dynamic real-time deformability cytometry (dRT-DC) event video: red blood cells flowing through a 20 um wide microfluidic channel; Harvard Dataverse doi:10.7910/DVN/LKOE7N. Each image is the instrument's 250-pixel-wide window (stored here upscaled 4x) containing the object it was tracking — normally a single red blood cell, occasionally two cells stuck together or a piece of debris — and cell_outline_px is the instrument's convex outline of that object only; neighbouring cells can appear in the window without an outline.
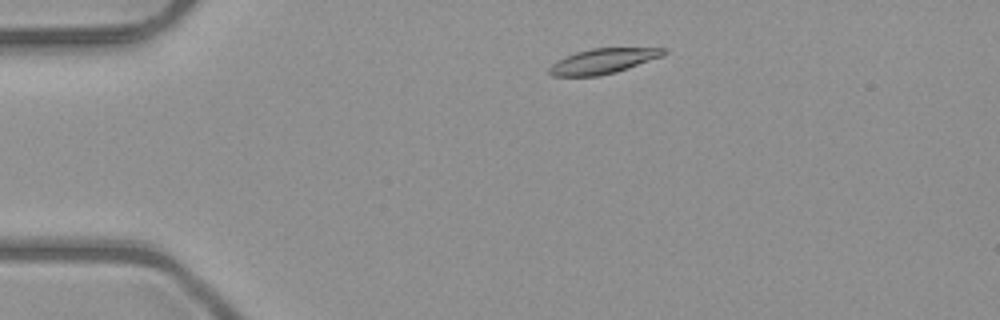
{"species": "common noctule bat (a hibernating species)", "species_latin": "Nyctalus noctula", "temperature_condition": "room temperature", "stored_images_in_passage": 46, "camera_frame_rate_fps": 3000, "um_per_image_px": 0.085, "animal": {"sex": "male", "body_mass_g": 23.1, "forearm_length_mm": 52.7}, "frame": {"image": 1, "passage_image": 5, "time_ms": 1.333, "image_size_px": [1000, 320], "cell_outline_px": [[668, 52], [664, 56], [616, 72], [596, 76], [552, 76], [548, 72], [548, 68], [556, 60], [564, 56], [576, 52], [592, 48], [668, 48]], "centroid_in_image_um": [51.26, 5.19], "position_along_channel_um": 33.7, "area_um2": 16.88}}
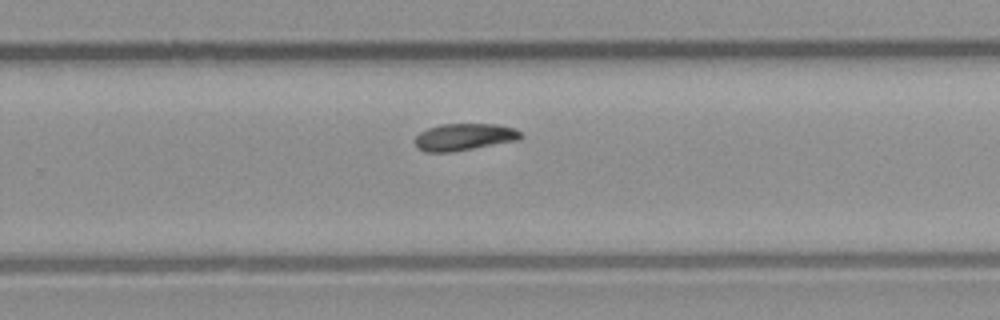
{"frame": {"image": 2, "passage_image": 28, "time_ms": 9.0, "image_size_px": [1000, 320], "cell_outline_px": [[524, 136], [516, 140], [452, 152], [424, 152], [416, 148], [416, 136], [420, 132], [428, 128], [440, 124], [496, 124], [512, 128], [520, 132]], "centroid_in_image_um": [39.41, 11.64], "position_along_channel_um": 290.4, "area_um2": 16.47}}
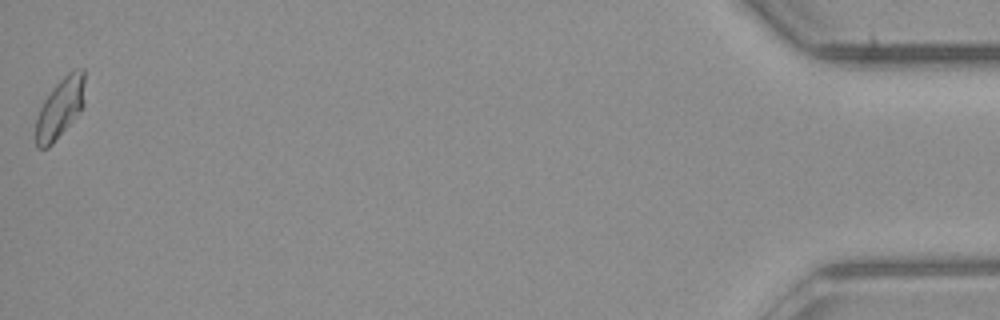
{"frame": {"image": 3, "passage_image": 46, "time_ms": 15.0, "image_size_px": [1000, 320], "cell_outline_px": [[84, 104], [80, 112], [52, 144], [48, 148], [36, 148], [36, 120], [40, 108], [44, 100], [52, 88], [68, 72], [76, 68], [84, 68]], "centroid_in_image_um": [5.12, 9.17], "position_along_channel_um": 430.1, "area_um2": 17.11}, "authors_computed_cell_mechanics": {"area_um2": 16.762, "velocity_mm_per_s": 4.0001, "shape_relaxation_time_tau1_ms": 6.9341, "shape_relaxation_time_tau2_ms": null, "deformation_change_tau1": 0.1505, "deformation_change_tau2": null}}